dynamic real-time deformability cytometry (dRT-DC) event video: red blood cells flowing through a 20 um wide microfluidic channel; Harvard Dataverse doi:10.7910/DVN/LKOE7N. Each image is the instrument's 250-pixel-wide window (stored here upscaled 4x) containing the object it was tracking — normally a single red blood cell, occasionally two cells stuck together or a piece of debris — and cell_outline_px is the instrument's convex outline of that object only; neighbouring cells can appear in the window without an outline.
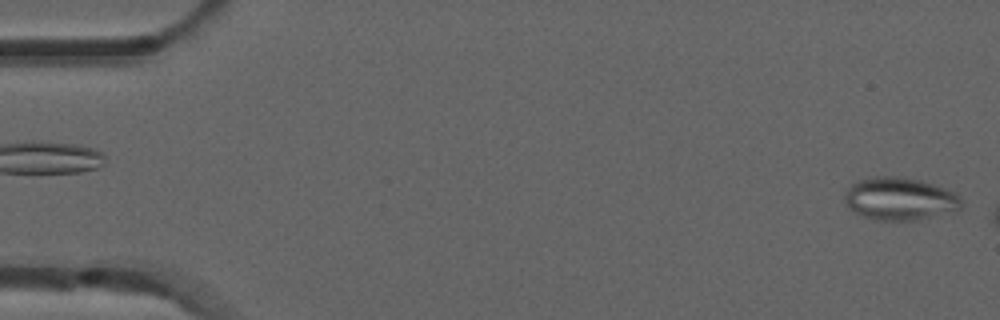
{"species": "common noctule bat (a hibernating species)", "species_latin": "Nyctalus noctula", "temperature_condition": "room temperature", "stored_images_in_passage": 5, "camera_frame_rate_fps": 3000, "um_per_image_px": 0.085, "animal": {"sex": "male", "forearm_length_mm": 52.5}, "frame": {"image": 1, "passage_image": 5, "time_ms": 1.333, "image_size_px": [1000, 320], "cell_outline_px": [[964, 204], [956, 212], [916, 220], [876, 220], [864, 216], [848, 208], [844, 200], [844, 196], [848, 188], [852, 184], [860, 180], [872, 176], [904, 176], [920, 180], [956, 192], [964, 200]], "centroid_in_image_um": [76.54, 16.9], "position_along_channel_um": 8.5, "area_um2": 29.48}}